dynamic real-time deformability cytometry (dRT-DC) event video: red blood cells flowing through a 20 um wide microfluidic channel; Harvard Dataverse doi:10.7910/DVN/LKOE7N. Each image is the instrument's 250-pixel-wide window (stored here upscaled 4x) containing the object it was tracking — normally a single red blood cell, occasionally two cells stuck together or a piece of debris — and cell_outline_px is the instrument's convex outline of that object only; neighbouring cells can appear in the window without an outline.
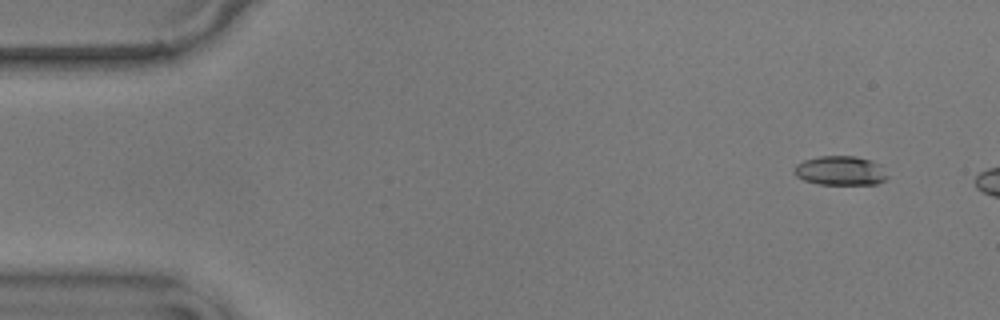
{"species": "common noctule bat (a hibernating species)", "species_latin": "Nyctalus noctula", "temperature_condition": "warm", "stored_images_in_passage": 8, "camera_frame_rate_fps": 3000, "um_per_image_px": 0.085, "animal": {"sex": "male", "body_mass_g": 17.9}, "frame": {"image": 1, "passage_image": 4, "time_ms": 1.0, "image_size_px": [1000, 320], "cell_outline_px": [[888, 176], [884, 180], [876, 184], [820, 184], [804, 180], [796, 176], [792, 172], [792, 168], [796, 164], [804, 160], [820, 156], [856, 156], [872, 160], [880, 164]], "centroid_in_image_um": [71.41, 14.5], "position_along_channel_um": 13.6, "area_um2": 16.01}}